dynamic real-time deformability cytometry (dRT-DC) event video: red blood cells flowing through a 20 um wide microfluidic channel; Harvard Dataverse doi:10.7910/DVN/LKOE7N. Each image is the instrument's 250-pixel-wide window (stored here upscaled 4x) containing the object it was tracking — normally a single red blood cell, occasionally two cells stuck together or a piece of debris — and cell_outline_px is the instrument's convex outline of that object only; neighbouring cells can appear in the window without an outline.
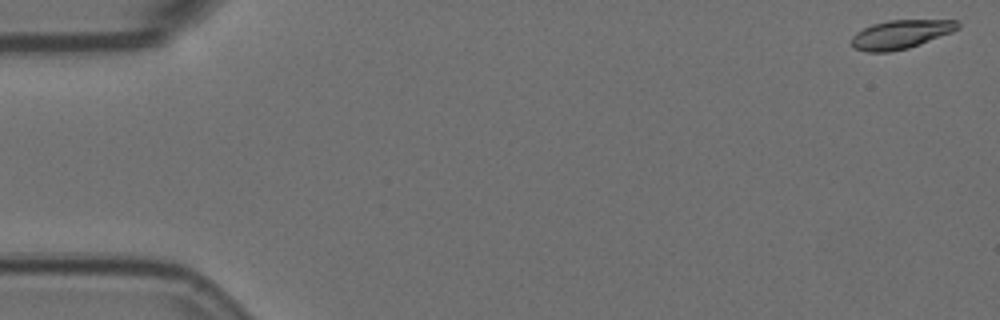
{"species": "Egyptian fruit bat (a non-hibernating species)", "species_latin": "Rousettus aegyptiacus", "temperature_condition": "room temperature", "stored_images_in_passage": 4, "camera_frame_rate_fps": 3000, "um_per_image_px": 0.085, "animal": {"sex": "female"}, "frame": {"image": 1, "passage_image": 1, "time_ms": 0.0, "image_size_px": [1000, 320], "cell_outline_px": [[960, 28], [952, 32], [920, 44], [908, 48], [888, 52], [868, 52], [856, 48], [852, 44], [852, 36], [856, 32], [872, 24], [888, 20], [956, 20], [960, 24]], "centroid_in_image_um": [76.58, 2.91], "position_along_channel_um": 8.4, "area_um2": 17.69}}
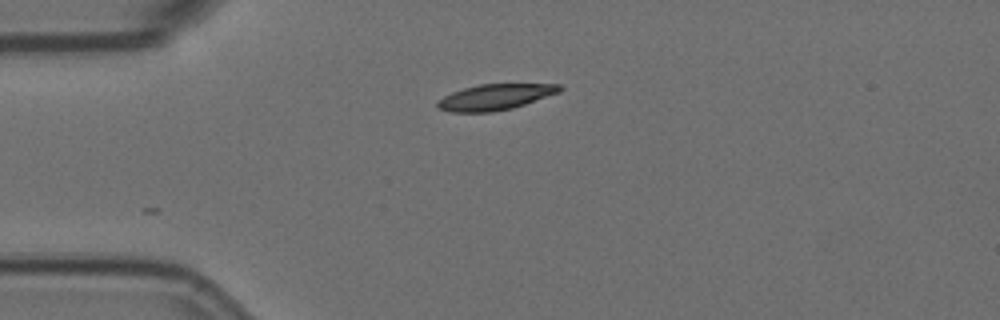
{"frame": {"image": 2, "passage_image": 4, "time_ms": 1.0, "image_size_px": [1000, 320], "cell_outline_px": [[564, 88], [560, 92], [512, 108], [492, 112], [452, 112], [436, 108], [436, 104], [444, 96], [452, 92], [464, 88], [480, 84], [560, 84]], "centroid_in_image_um": [42.09, 8.25], "position_along_channel_um": 42.9, "area_um2": 18.26}}